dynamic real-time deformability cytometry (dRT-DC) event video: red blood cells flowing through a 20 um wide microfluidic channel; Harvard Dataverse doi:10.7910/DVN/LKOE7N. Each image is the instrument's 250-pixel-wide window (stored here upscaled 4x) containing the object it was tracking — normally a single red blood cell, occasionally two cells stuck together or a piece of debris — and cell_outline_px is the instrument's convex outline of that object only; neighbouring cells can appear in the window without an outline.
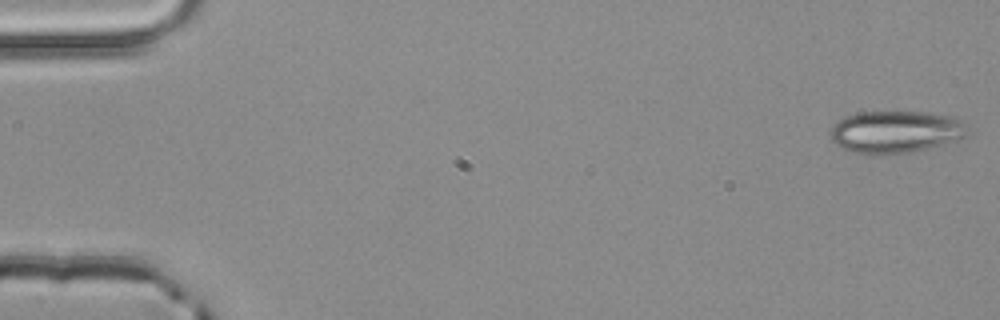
{"species": "common noctule bat (a hibernating species)", "species_latin": "Nyctalus noctula", "temperature_condition": "room temperature", "stored_images_in_passage": 3, "camera_frame_rate_fps": 3000, "um_per_image_px": 0.085, "animal": {"sex": "male", "body_mass_g": 20.4}, "frame": {"image": 1, "passage_image": 1, "time_ms": 0.0, "image_size_px": [1000, 320], "cell_outline_px": [[972, 132], [968, 136], [956, 140], [912, 152], [856, 152], [840, 148], [832, 140], [832, 128], [844, 116], [860, 112], [928, 112], [948, 116], [960, 120]], "centroid_in_image_um": [76.18, 11.18], "position_along_channel_um": 8.8, "area_um2": 33.0}}